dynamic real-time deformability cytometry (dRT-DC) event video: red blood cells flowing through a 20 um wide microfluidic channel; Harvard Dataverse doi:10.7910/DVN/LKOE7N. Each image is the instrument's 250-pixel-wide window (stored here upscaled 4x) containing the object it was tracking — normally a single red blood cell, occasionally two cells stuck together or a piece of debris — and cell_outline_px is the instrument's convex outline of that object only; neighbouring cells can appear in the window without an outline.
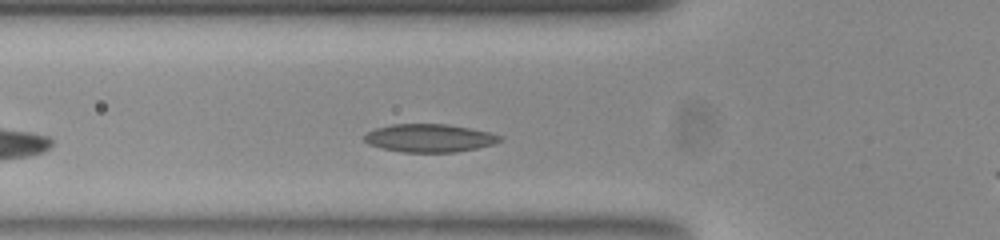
{"species": "common noctule bat (a hibernating species)", "species_latin": "Nyctalus noctula", "temperature_condition": "room temperature", "stored_images_in_passage": 35, "camera_frame_rate_fps": 3000, "um_per_image_px": 0.085, "animal": {"sex": "female", "body_mass_g": 23.0, "forearm_length_mm": 53.4}, "frame": {"image": 1, "passage_image": 6, "time_ms": 1.667, "image_size_px": [1000, 240], "cell_outline_px": [[504, 140], [496, 144], [456, 152], [400, 152], [380, 148], [368, 144], [364, 140], [364, 136], [368, 132], [376, 128], [392, 124], [448, 124], [488, 132], [504, 136]], "centroid_in_image_um": [36.53, 11.74], "position_along_channel_um": 89.3, "area_um2": 22.31}}
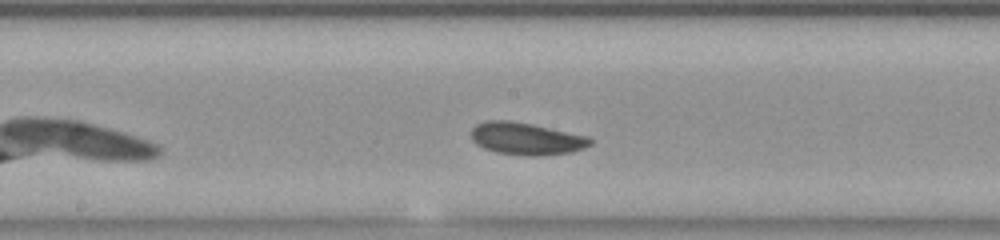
{"frame": {"image": 2, "passage_image": 15, "time_ms": 4.667, "image_size_px": [1000, 240], "cell_outline_px": [[592, 144], [584, 148], [572, 152], [536, 156], [528, 156], [496, 152], [484, 148], [476, 144], [472, 140], [472, 128], [476, 124], [484, 120], [508, 120], [532, 124], [588, 136], [592, 140]], "centroid_in_image_um": [44.72, 11.78], "position_along_channel_um": 203.5, "area_um2": 22.43}}
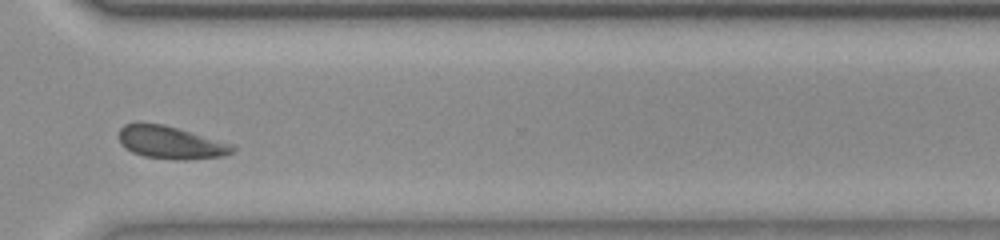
{"frame": {"image": 3, "passage_image": 27, "time_ms": 8.667, "image_size_px": [1000, 240], "cell_outline_px": [[236, 148], [232, 152], [224, 156], [188, 160], [172, 160], [144, 156], [132, 152], [124, 148], [120, 144], [120, 128], [124, 124], [160, 124], [176, 128], [236, 144]], "centroid_in_image_um": [14.56, 12.14], "position_along_channel_um": 356.0, "area_um2": 21.62}, "authors_computed_cell_mechanics": {"area_um2": 21.2704, "velocity_mm_per_s": 3.8069, "shape_relaxation_time_tau1_ms": 3.3584, "shape_relaxation_time_tau2_ms": 2.6831, "deformation_change_tau1": 0.0889, "deformation_change_tau2": 0.0873}}